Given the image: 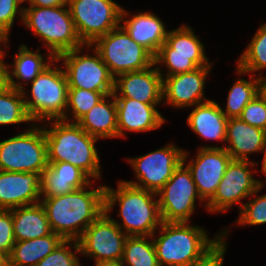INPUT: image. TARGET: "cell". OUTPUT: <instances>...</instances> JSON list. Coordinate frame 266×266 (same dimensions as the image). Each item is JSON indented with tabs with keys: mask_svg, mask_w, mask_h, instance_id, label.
<instances>
[{
	"mask_svg": "<svg viewBox=\"0 0 266 266\" xmlns=\"http://www.w3.org/2000/svg\"><path fill=\"white\" fill-rule=\"evenodd\" d=\"M13 217L15 241L41 238L52 233L41 203L10 209Z\"/></svg>",
	"mask_w": 266,
	"mask_h": 266,
	"instance_id": "obj_27",
	"label": "cell"
},
{
	"mask_svg": "<svg viewBox=\"0 0 266 266\" xmlns=\"http://www.w3.org/2000/svg\"><path fill=\"white\" fill-rule=\"evenodd\" d=\"M85 187L61 196L41 197L51 230L64 240H78L85 229L104 212L105 185ZM89 189V190H88Z\"/></svg>",
	"mask_w": 266,
	"mask_h": 266,
	"instance_id": "obj_1",
	"label": "cell"
},
{
	"mask_svg": "<svg viewBox=\"0 0 266 266\" xmlns=\"http://www.w3.org/2000/svg\"><path fill=\"white\" fill-rule=\"evenodd\" d=\"M92 180L67 162H48L41 174V197H55L87 186Z\"/></svg>",
	"mask_w": 266,
	"mask_h": 266,
	"instance_id": "obj_23",
	"label": "cell"
},
{
	"mask_svg": "<svg viewBox=\"0 0 266 266\" xmlns=\"http://www.w3.org/2000/svg\"><path fill=\"white\" fill-rule=\"evenodd\" d=\"M264 186V182L260 180L259 189L249 197L251 200L245 202L239 211V217L236 220L238 225L258 226L266 224V194L257 196Z\"/></svg>",
	"mask_w": 266,
	"mask_h": 266,
	"instance_id": "obj_34",
	"label": "cell"
},
{
	"mask_svg": "<svg viewBox=\"0 0 266 266\" xmlns=\"http://www.w3.org/2000/svg\"><path fill=\"white\" fill-rule=\"evenodd\" d=\"M0 266H10L9 265V254L0 250Z\"/></svg>",
	"mask_w": 266,
	"mask_h": 266,
	"instance_id": "obj_45",
	"label": "cell"
},
{
	"mask_svg": "<svg viewBox=\"0 0 266 266\" xmlns=\"http://www.w3.org/2000/svg\"><path fill=\"white\" fill-rule=\"evenodd\" d=\"M22 2L20 0H0V30L10 37L15 18L19 15L23 22Z\"/></svg>",
	"mask_w": 266,
	"mask_h": 266,
	"instance_id": "obj_37",
	"label": "cell"
},
{
	"mask_svg": "<svg viewBox=\"0 0 266 266\" xmlns=\"http://www.w3.org/2000/svg\"><path fill=\"white\" fill-rule=\"evenodd\" d=\"M212 66L163 78V103L177 109L195 106L210 99L205 97V83ZM204 98V99H203Z\"/></svg>",
	"mask_w": 266,
	"mask_h": 266,
	"instance_id": "obj_17",
	"label": "cell"
},
{
	"mask_svg": "<svg viewBox=\"0 0 266 266\" xmlns=\"http://www.w3.org/2000/svg\"><path fill=\"white\" fill-rule=\"evenodd\" d=\"M166 145L145 155L128 158L127 161L138 180L123 181L137 188L158 193L183 161V148L174 143Z\"/></svg>",
	"mask_w": 266,
	"mask_h": 266,
	"instance_id": "obj_13",
	"label": "cell"
},
{
	"mask_svg": "<svg viewBox=\"0 0 266 266\" xmlns=\"http://www.w3.org/2000/svg\"><path fill=\"white\" fill-rule=\"evenodd\" d=\"M222 232L221 240L201 259L191 263L188 266H223L224 256L226 254L227 242L226 236H228L229 230L227 227Z\"/></svg>",
	"mask_w": 266,
	"mask_h": 266,
	"instance_id": "obj_38",
	"label": "cell"
},
{
	"mask_svg": "<svg viewBox=\"0 0 266 266\" xmlns=\"http://www.w3.org/2000/svg\"><path fill=\"white\" fill-rule=\"evenodd\" d=\"M115 98H130L142 103L163 102V77L155 63L150 67L118 75L114 81Z\"/></svg>",
	"mask_w": 266,
	"mask_h": 266,
	"instance_id": "obj_18",
	"label": "cell"
},
{
	"mask_svg": "<svg viewBox=\"0 0 266 266\" xmlns=\"http://www.w3.org/2000/svg\"><path fill=\"white\" fill-rule=\"evenodd\" d=\"M91 46L99 53L114 78L154 64V56L136 43L121 25L97 38Z\"/></svg>",
	"mask_w": 266,
	"mask_h": 266,
	"instance_id": "obj_9",
	"label": "cell"
},
{
	"mask_svg": "<svg viewBox=\"0 0 266 266\" xmlns=\"http://www.w3.org/2000/svg\"><path fill=\"white\" fill-rule=\"evenodd\" d=\"M190 222H162L152 235L159 266H188L207 254L222 238H209L207 231ZM158 236V237H156Z\"/></svg>",
	"mask_w": 266,
	"mask_h": 266,
	"instance_id": "obj_4",
	"label": "cell"
},
{
	"mask_svg": "<svg viewBox=\"0 0 266 266\" xmlns=\"http://www.w3.org/2000/svg\"><path fill=\"white\" fill-rule=\"evenodd\" d=\"M259 92L266 99V76H262V72H258Z\"/></svg>",
	"mask_w": 266,
	"mask_h": 266,
	"instance_id": "obj_44",
	"label": "cell"
},
{
	"mask_svg": "<svg viewBox=\"0 0 266 266\" xmlns=\"http://www.w3.org/2000/svg\"><path fill=\"white\" fill-rule=\"evenodd\" d=\"M28 3L35 7H59L67 6L68 0H29Z\"/></svg>",
	"mask_w": 266,
	"mask_h": 266,
	"instance_id": "obj_40",
	"label": "cell"
},
{
	"mask_svg": "<svg viewBox=\"0 0 266 266\" xmlns=\"http://www.w3.org/2000/svg\"><path fill=\"white\" fill-rule=\"evenodd\" d=\"M249 79L238 78L230 87L226 107H221L228 119L240 117L246 105L260 93L258 75L255 77L250 74Z\"/></svg>",
	"mask_w": 266,
	"mask_h": 266,
	"instance_id": "obj_30",
	"label": "cell"
},
{
	"mask_svg": "<svg viewBox=\"0 0 266 266\" xmlns=\"http://www.w3.org/2000/svg\"><path fill=\"white\" fill-rule=\"evenodd\" d=\"M7 86L6 63L0 62V91Z\"/></svg>",
	"mask_w": 266,
	"mask_h": 266,
	"instance_id": "obj_42",
	"label": "cell"
},
{
	"mask_svg": "<svg viewBox=\"0 0 266 266\" xmlns=\"http://www.w3.org/2000/svg\"><path fill=\"white\" fill-rule=\"evenodd\" d=\"M50 126V127H48ZM48 162H67L82 170L92 181L101 179L100 157L95 144L78 123L51 120L43 123Z\"/></svg>",
	"mask_w": 266,
	"mask_h": 266,
	"instance_id": "obj_3",
	"label": "cell"
},
{
	"mask_svg": "<svg viewBox=\"0 0 266 266\" xmlns=\"http://www.w3.org/2000/svg\"><path fill=\"white\" fill-rule=\"evenodd\" d=\"M23 24L41 39L46 50L55 58L84 46L77 35L68 6L24 7Z\"/></svg>",
	"mask_w": 266,
	"mask_h": 266,
	"instance_id": "obj_6",
	"label": "cell"
},
{
	"mask_svg": "<svg viewBox=\"0 0 266 266\" xmlns=\"http://www.w3.org/2000/svg\"><path fill=\"white\" fill-rule=\"evenodd\" d=\"M64 239L55 233L41 238L16 241L10 254V266H37L38 262L50 254Z\"/></svg>",
	"mask_w": 266,
	"mask_h": 266,
	"instance_id": "obj_28",
	"label": "cell"
},
{
	"mask_svg": "<svg viewBox=\"0 0 266 266\" xmlns=\"http://www.w3.org/2000/svg\"><path fill=\"white\" fill-rule=\"evenodd\" d=\"M15 242L12 212L0 209V250L10 254Z\"/></svg>",
	"mask_w": 266,
	"mask_h": 266,
	"instance_id": "obj_39",
	"label": "cell"
},
{
	"mask_svg": "<svg viewBox=\"0 0 266 266\" xmlns=\"http://www.w3.org/2000/svg\"><path fill=\"white\" fill-rule=\"evenodd\" d=\"M191 27L184 24L168 31L166 42L154 57V63L161 76L176 75L195 70L198 67L212 66L205 54V45ZM167 71L162 73V68Z\"/></svg>",
	"mask_w": 266,
	"mask_h": 266,
	"instance_id": "obj_7",
	"label": "cell"
},
{
	"mask_svg": "<svg viewBox=\"0 0 266 266\" xmlns=\"http://www.w3.org/2000/svg\"><path fill=\"white\" fill-rule=\"evenodd\" d=\"M117 183L116 189L105 184L104 212L127 236H152L162 224L157 194L123 180ZM117 202L120 223L110 216Z\"/></svg>",
	"mask_w": 266,
	"mask_h": 266,
	"instance_id": "obj_2",
	"label": "cell"
},
{
	"mask_svg": "<svg viewBox=\"0 0 266 266\" xmlns=\"http://www.w3.org/2000/svg\"><path fill=\"white\" fill-rule=\"evenodd\" d=\"M89 135L99 139L118 138L114 94L105 95L77 122Z\"/></svg>",
	"mask_w": 266,
	"mask_h": 266,
	"instance_id": "obj_26",
	"label": "cell"
},
{
	"mask_svg": "<svg viewBox=\"0 0 266 266\" xmlns=\"http://www.w3.org/2000/svg\"><path fill=\"white\" fill-rule=\"evenodd\" d=\"M41 175L0 170V209L10 210L40 203Z\"/></svg>",
	"mask_w": 266,
	"mask_h": 266,
	"instance_id": "obj_19",
	"label": "cell"
},
{
	"mask_svg": "<svg viewBox=\"0 0 266 266\" xmlns=\"http://www.w3.org/2000/svg\"><path fill=\"white\" fill-rule=\"evenodd\" d=\"M95 266H124L122 260H102L95 262Z\"/></svg>",
	"mask_w": 266,
	"mask_h": 266,
	"instance_id": "obj_43",
	"label": "cell"
},
{
	"mask_svg": "<svg viewBox=\"0 0 266 266\" xmlns=\"http://www.w3.org/2000/svg\"><path fill=\"white\" fill-rule=\"evenodd\" d=\"M22 3H27V1H29V0H20Z\"/></svg>",
	"mask_w": 266,
	"mask_h": 266,
	"instance_id": "obj_47",
	"label": "cell"
},
{
	"mask_svg": "<svg viewBox=\"0 0 266 266\" xmlns=\"http://www.w3.org/2000/svg\"><path fill=\"white\" fill-rule=\"evenodd\" d=\"M240 118L249 125L266 131V99L259 93L246 105Z\"/></svg>",
	"mask_w": 266,
	"mask_h": 266,
	"instance_id": "obj_36",
	"label": "cell"
},
{
	"mask_svg": "<svg viewBox=\"0 0 266 266\" xmlns=\"http://www.w3.org/2000/svg\"><path fill=\"white\" fill-rule=\"evenodd\" d=\"M237 75H257L258 71L266 68V23L259 26L250 43L237 60Z\"/></svg>",
	"mask_w": 266,
	"mask_h": 266,
	"instance_id": "obj_29",
	"label": "cell"
},
{
	"mask_svg": "<svg viewBox=\"0 0 266 266\" xmlns=\"http://www.w3.org/2000/svg\"><path fill=\"white\" fill-rule=\"evenodd\" d=\"M77 35L84 45L120 25L122 7L113 0H68Z\"/></svg>",
	"mask_w": 266,
	"mask_h": 266,
	"instance_id": "obj_11",
	"label": "cell"
},
{
	"mask_svg": "<svg viewBox=\"0 0 266 266\" xmlns=\"http://www.w3.org/2000/svg\"><path fill=\"white\" fill-rule=\"evenodd\" d=\"M187 118V125L201 138L222 141L223 146L202 145L200 148H225L228 118L214 100L197 104Z\"/></svg>",
	"mask_w": 266,
	"mask_h": 266,
	"instance_id": "obj_22",
	"label": "cell"
},
{
	"mask_svg": "<svg viewBox=\"0 0 266 266\" xmlns=\"http://www.w3.org/2000/svg\"><path fill=\"white\" fill-rule=\"evenodd\" d=\"M94 54H81L83 48ZM81 54V55H80ZM62 62L68 88H80L89 91L103 92L105 95L113 94L115 78L111 75L108 66L102 61L99 53L91 46L62 53L57 57Z\"/></svg>",
	"mask_w": 266,
	"mask_h": 266,
	"instance_id": "obj_10",
	"label": "cell"
},
{
	"mask_svg": "<svg viewBox=\"0 0 266 266\" xmlns=\"http://www.w3.org/2000/svg\"><path fill=\"white\" fill-rule=\"evenodd\" d=\"M122 263L124 266H159L152 236H128Z\"/></svg>",
	"mask_w": 266,
	"mask_h": 266,
	"instance_id": "obj_31",
	"label": "cell"
},
{
	"mask_svg": "<svg viewBox=\"0 0 266 266\" xmlns=\"http://www.w3.org/2000/svg\"><path fill=\"white\" fill-rule=\"evenodd\" d=\"M32 124L26 131L0 142L1 171L35 172L41 175L48 166L43 125Z\"/></svg>",
	"mask_w": 266,
	"mask_h": 266,
	"instance_id": "obj_8",
	"label": "cell"
},
{
	"mask_svg": "<svg viewBox=\"0 0 266 266\" xmlns=\"http://www.w3.org/2000/svg\"><path fill=\"white\" fill-rule=\"evenodd\" d=\"M127 237L118 225L103 212L77 240L80 255L93 259L95 262L122 260Z\"/></svg>",
	"mask_w": 266,
	"mask_h": 266,
	"instance_id": "obj_15",
	"label": "cell"
},
{
	"mask_svg": "<svg viewBox=\"0 0 266 266\" xmlns=\"http://www.w3.org/2000/svg\"><path fill=\"white\" fill-rule=\"evenodd\" d=\"M265 141L266 131L249 125L240 117L228 119L224 149L232 160L252 161L248 155L260 152Z\"/></svg>",
	"mask_w": 266,
	"mask_h": 266,
	"instance_id": "obj_24",
	"label": "cell"
},
{
	"mask_svg": "<svg viewBox=\"0 0 266 266\" xmlns=\"http://www.w3.org/2000/svg\"><path fill=\"white\" fill-rule=\"evenodd\" d=\"M260 152H264V157L261 164L262 167L259 171L263 172V174L266 176V141Z\"/></svg>",
	"mask_w": 266,
	"mask_h": 266,
	"instance_id": "obj_46",
	"label": "cell"
},
{
	"mask_svg": "<svg viewBox=\"0 0 266 266\" xmlns=\"http://www.w3.org/2000/svg\"><path fill=\"white\" fill-rule=\"evenodd\" d=\"M129 14L130 12L122 7L120 25L136 43L146 48L155 57L160 47L166 42L168 34L163 20L154 13L146 11L132 14L130 18H127Z\"/></svg>",
	"mask_w": 266,
	"mask_h": 266,
	"instance_id": "obj_21",
	"label": "cell"
},
{
	"mask_svg": "<svg viewBox=\"0 0 266 266\" xmlns=\"http://www.w3.org/2000/svg\"><path fill=\"white\" fill-rule=\"evenodd\" d=\"M117 107L118 138L125 132H147L158 129L166 119L156 106L163 103H142L130 98H115Z\"/></svg>",
	"mask_w": 266,
	"mask_h": 266,
	"instance_id": "obj_20",
	"label": "cell"
},
{
	"mask_svg": "<svg viewBox=\"0 0 266 266\" xmlns=\"http://www.w3.org/2000/svg\"><path fill=\"white\" fill-rule=\"evenodd\" d=\"M33 121L27 113L22 92L10 86L0 91V126Z\"/></svg>",
	"mask_w": 266,
	"mask_h": 266,
	"instance_id": "obj_32",
	"label": "cell"
},
{
	"mask_svg": "<svg viewBox=\"0 0 266 266\" xmlns=\"http://www.w3.org/2000/svg\"><path fill=\"white\" fill-rule=\"evenodd\" d=\"M198 149L196 157L187 164L190 155L184 150L183 162L191 171L199 196L206 203L214 196L232 158L224 148Z\"/></svg>",
	"mask_w": 266,
	"mask_h": 266,
	"instance_id": "obj_16",
	"label": "cell"
},
{
	"mask_svg": "<svg viewBox=\"0 0 266 266\" xmlns=\"http://www.w3.org/2000/svg\"><path fill=\"white\" fill-rule=\"evenodd\" d=\"M39 51H41V49H37L36 52H34L24 44L19 46L18 52L14 55L13 63H6L8 86L22 91L24 85H29L28 83H31L56 59L50 52H47L48 58H44ZM14 78L17 81L14 80Z\"/></svg>",
	"mask_w": 266,
	"mask_h": 266,
	"instance_id": "obj_25",
	"label": "cell"
},
{
	"mask_svg": "<svg viewBox=\"0 0 266 266\" xmlns=\"http://www.w3.org/2000/svg\"><path fill=\"white\" fill-rule=\"evenodd\" d=\"M10 42L9 36H7L2 30H0V62L4 61L6 49H8L9 45L8 43ZM4 44V45H3ZM5 48H1L2 46ZM4 50V51H3Z\"/></svg>",
	"mask_w": 266,
	"mask_h": 266,
	"instance_id": "obj_41",
	"label": "cell"
},
{
	"mask_svg": "<svg viewBox=\"0 0 266 266\" xmlns=\"http://www.w3.org/2000/svg\"><path fill=\"white\" fill-rule=\"evenodd\" d=\"M80 248L77 240H63L37 266H81Z\"/></svg>",
	"mask_w": 266,
	"mask_h": 266,
	"instance_id": "obj_35",
	"label": "cell"
},
{
	"mask_svg": "<svg viewBox=\"0 0 266 266\" xmlns=\"http://www.w3.org/2000/svg\"><path fill=\"white\" fill-rule=\"evenodd\" d=\"M256 164L259 163L231 160L214 196L206 202V211L211 214L222 213L238 203L240 211L244 205L241 200L249 198L260 187V180L252 175L253 172H258L256 168H253Z\"/></svg>",
	"mask_w": 266,
	"mask_h": 266,
	"instance_id": "obj_14",
	"label": "cell"
},
{
	"mask_svg": "<svg viewBox=\"0 0 266 266\" xmlns=\"http://www.w3.org/2000/svg\"><path fill=\"white\" fill-rule=\"evenodd\" d=\"M58 64L56 58L30 83L31 96L26 88L21 91L33 123L63 120L66 115L68 82L64 69Z\"/></svg>",
	"mask_w": 266,
	"mask_h": 266,
	"instance_id": "obj_5",
	"label": "cell"
},
{
	"mask_svg": "<svg viewBox=\"0 0 266 266\" xmlns=\"http://www.w3.org/2000/svg\"><path fill=\"white\" fill-rule=\"evenodd\" d=\"M162 222H189L195 212V202L206 203L198 194L190 169L182 163L172 177L156 193Z\"/></svg>",
	"mask_w": 266,
	"mask_h": 266,
	"instance_id": "obj_12",
	"label": "cell"
},
{
	"mask_svg": "<svg viewBox=\"0 0 266 266\" xmlns=\"http://www.w3.org/2000/svg\"><path fill=\"white\" fill-rule=\"evenodd\" d=\"M104 96L103 92L68 88L66 115L63 120L77 123Z\"/></svg>",
	"mask_w": 266,
	"mask_h": 266,
	"instance_id": "obj_33",
	"label": "cell"
}]
</instances>
